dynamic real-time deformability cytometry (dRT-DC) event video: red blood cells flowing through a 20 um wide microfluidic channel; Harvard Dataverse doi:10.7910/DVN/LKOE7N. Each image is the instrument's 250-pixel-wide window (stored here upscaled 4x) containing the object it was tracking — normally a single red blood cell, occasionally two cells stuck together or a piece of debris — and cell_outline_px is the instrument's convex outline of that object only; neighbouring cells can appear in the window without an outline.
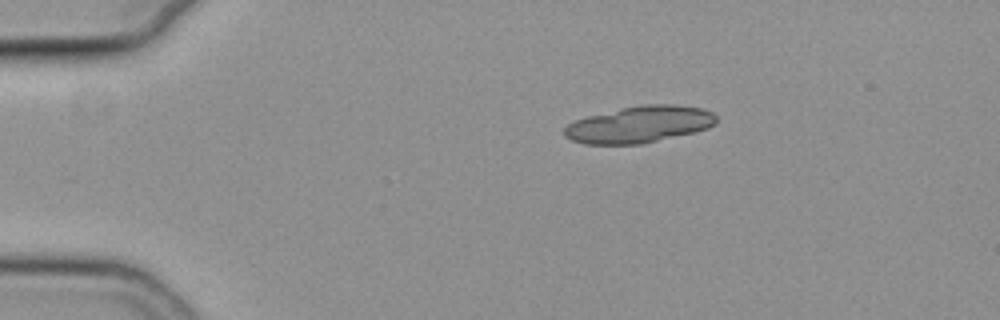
{"species": "common noctule bat (a hibernating species)", "species_latin": "Nyctalus noctula", "temperature_condition": "cold", "stored_images_in_passage": 10, "camera_frame_rate_fps": 3000, "um_per_image_px": 0.085, "animal": {"sex": "female", "body_mass_g": 19.3, "forearm_length_mm": 54.1}, "frame": {"image": 1, "passage_image": 1, "time_ms": 0.0, "image_size_px": [1000, 320], "cell_outline_px": [[716, 124], [708, 128], [692, 132], [640, 144], [584, 144], [572, 140], [564, 136], [564, 128], [568, 124], [576, 120], [588, 116], [624, 108], [644, 104], [672, 104], [704, 108], [712, 112], [716, 116]], "centroid_in_image_um": [54.36, 10.57], "position_along_channel_um": 30.6, "area_um2": 32.14}}